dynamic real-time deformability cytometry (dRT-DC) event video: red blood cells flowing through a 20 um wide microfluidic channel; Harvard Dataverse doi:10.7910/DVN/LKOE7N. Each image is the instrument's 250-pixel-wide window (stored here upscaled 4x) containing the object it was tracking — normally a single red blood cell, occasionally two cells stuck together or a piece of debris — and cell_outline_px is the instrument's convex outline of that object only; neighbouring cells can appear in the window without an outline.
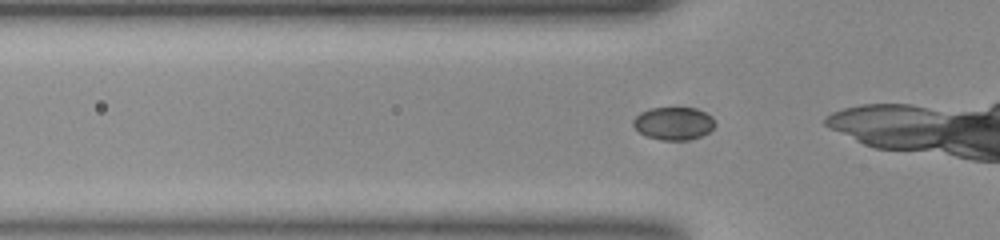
{"species": "common noctule bat (a hibernating species)", "species_latin": "Nyctalus noctula", "temperature_condition": "room temperature", "stored_images_in_passage": 23, "camera_frame_rate_fps": 3000, "um_per_image_px": 0.085, "animal": {"sex": "female", "body_mass_g": 23.0, "forearm_length_mm": 53.4}, "frame": {"image": 1, "passage_image": 11, "time_ms": 3.333, "image_size_px": [1000, 240], "cell_outline_px": [[716, 124], [708, 132], [700, 136], [688, 140], [660, 140], [644, 136], [632, 124], [632, 120], [640, 112], [648, 108], [696, 108], [704, 112]], "centroid_in_image_um": [57.2, 10.49], "position_along_channel_um": 68.6, "area_um2": 15.55}}
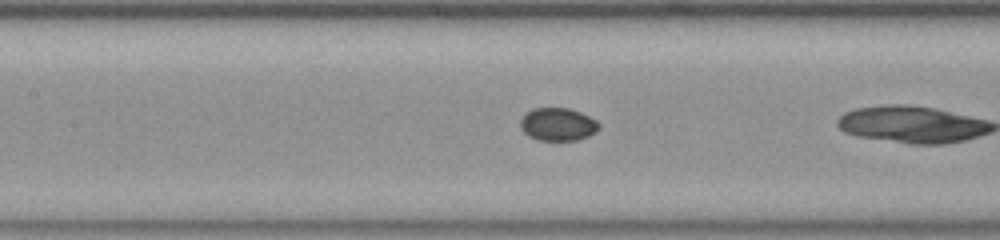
{"frame": {"image": 2, "passage_image": 18, "time_ms": 5.667, "image_size_px": [1000, 240], "cell_outline_px": [[600, 128], [596, 132], [588, 136], [576, 140], [536, 140], [528, 136], [520, 128], [520, 120], [524, 112], [532, 108], [568, 108], [580, 112], [596, 120], [600, 124]], "centroid_in_image_um": [47.38, 10.56], "position_along_channel_um": 160.0, "area_um2": 15.26}}
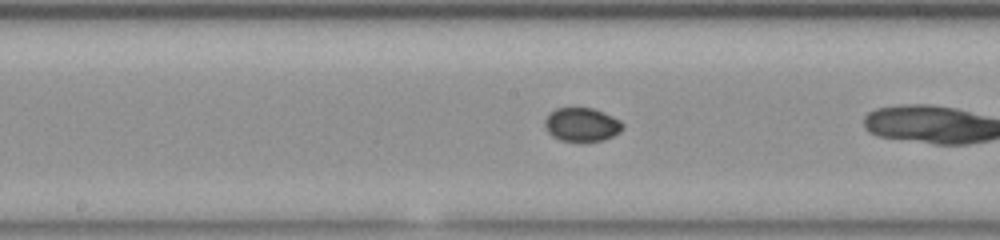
{"frame": {"image": 3, "passage_image": 21, "time_ms": 6.667, "image_size_px": [1000, 240], "cell_outline_px": [[624, 124], [620, 132], [604, 140], [584, 144], [560, 140], [552, 136], [548, 132], [544, 124], [544, 120], [548, 112], [556, 108], [592, 108], [604, 112], [620, 120]], "centroid_in_image_um": [49.43, 10.62], "position_along_channel_um": 198.8, "area_um2": 15.84}}